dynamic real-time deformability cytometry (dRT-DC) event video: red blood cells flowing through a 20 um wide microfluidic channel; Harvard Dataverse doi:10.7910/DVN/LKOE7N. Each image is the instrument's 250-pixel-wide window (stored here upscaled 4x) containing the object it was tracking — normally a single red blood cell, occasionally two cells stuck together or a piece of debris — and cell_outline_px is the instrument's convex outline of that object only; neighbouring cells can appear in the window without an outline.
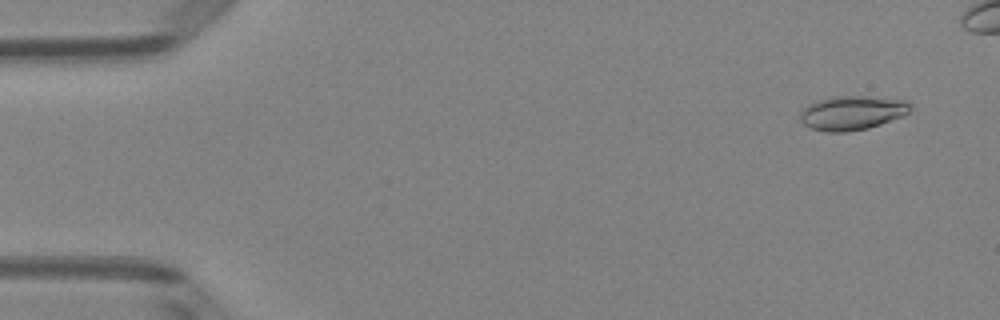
{"species": "Egyptian fruit bat (a non-hibernating species)", "species_latin": "Rousettus aegyptiacus", "temperature_condition": "room temperature", "stored_images_in_passage": 13, "camera_frame_rate_fps": 3000, "um_per_image_px": 0.085, "animal": {"sex": "female"}, "frame": {"image": 1, "passage_image": 3, "time_ms": 0.667, "image_size_px": [1000, 320], "cell_outline_px": [[912, 108], [904, 116], [868, 128], [848, 132], [828, 132], [812, 128], [804, 124], [800, 120], [800, 112], [808, 104], [816, 100], [832, 96], [868, 96], [908, 100], [912, 104]], "centroid_in_image_um": [72.45, 9.58], "position_along_channel_um": 12.5, "area_um2": 22.2}}